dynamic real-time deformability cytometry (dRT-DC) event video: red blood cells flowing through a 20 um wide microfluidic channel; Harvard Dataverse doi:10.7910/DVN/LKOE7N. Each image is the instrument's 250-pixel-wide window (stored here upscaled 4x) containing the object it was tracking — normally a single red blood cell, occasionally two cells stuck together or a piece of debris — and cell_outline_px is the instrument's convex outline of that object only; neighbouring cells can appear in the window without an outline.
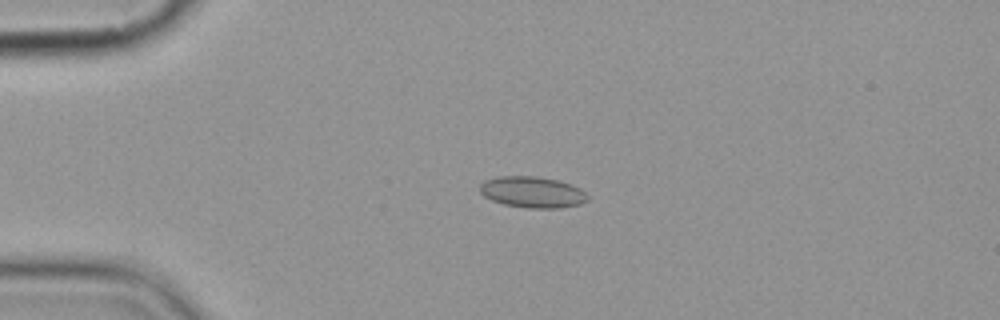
{"species": "common noctule bat (a hibernating species)", "species_latin": "Nyctalus noctula", "temperature_condition": "cold", "stored_images_in_passage": 4, "camera_frame_rate_fps": 3000, "um_per_image_px": 0.085, "animal": {"sex": "female", "body_mass_g": 19.9}, "frame": {"image": 1, "passage_image": 3, "time_ms": 2.667, "image_size_px": [1000, 320], "cell_outline_px": [[588, 200], [580, 204], [556, 208], [528, 208], [504, 204], [492, 200], [484, 196], [480, 192], [480, 184], [484, 180], [496, 176], [536, 176], [560, 180], [572, 184], [580, 188], [588, 196]], "centroid_in_image_um": [45.25, 16.32], "position_along_channel_um": 39.8, "area_um2": 19.71}}